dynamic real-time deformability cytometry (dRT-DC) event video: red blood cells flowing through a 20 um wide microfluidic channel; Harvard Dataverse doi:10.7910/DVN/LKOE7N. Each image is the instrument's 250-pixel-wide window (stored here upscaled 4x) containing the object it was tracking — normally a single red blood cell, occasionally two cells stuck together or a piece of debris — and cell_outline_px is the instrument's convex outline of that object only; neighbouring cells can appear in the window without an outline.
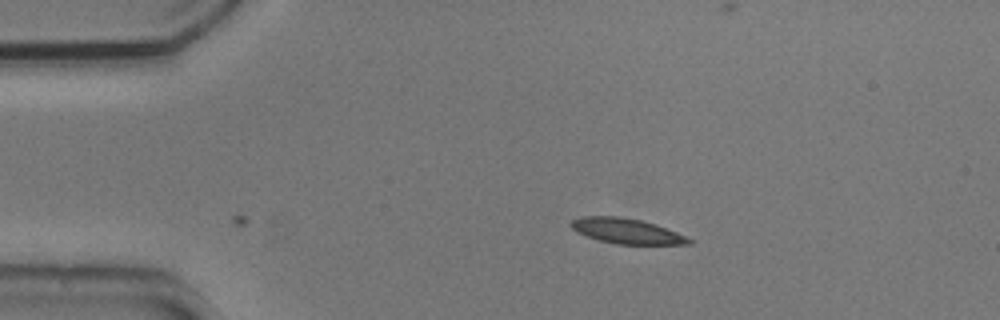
{"species": "common noctule bat (a hibernating species)", "species_latin": "Nyctalus noctula", "temperature_condition": "cold", "stored_images_in_passage": 6, "camera_frame_rate_fps": 3000, "um_per_image_px": 0.085, "animal": {"sex": "male", "body_mass_g": 20.5, "forearm_length_mm": 52.5}, "frame": {"image": 1, "passage_image": 6, "time_ms": 1.667, "image_size_px": [1000, 320], "cell_outline_px": [[692, 244], [616, 244], [600, 240], [576, 232], [568, 224], [572, 220], [580, 216], [620, 216], [640, 220], [656, 224], [676, 232], [692, 240]], "centroid_in_image_um": [53.22, 19.63], "position_along_channel_um": 31.8, "area_um2": 17.22}}